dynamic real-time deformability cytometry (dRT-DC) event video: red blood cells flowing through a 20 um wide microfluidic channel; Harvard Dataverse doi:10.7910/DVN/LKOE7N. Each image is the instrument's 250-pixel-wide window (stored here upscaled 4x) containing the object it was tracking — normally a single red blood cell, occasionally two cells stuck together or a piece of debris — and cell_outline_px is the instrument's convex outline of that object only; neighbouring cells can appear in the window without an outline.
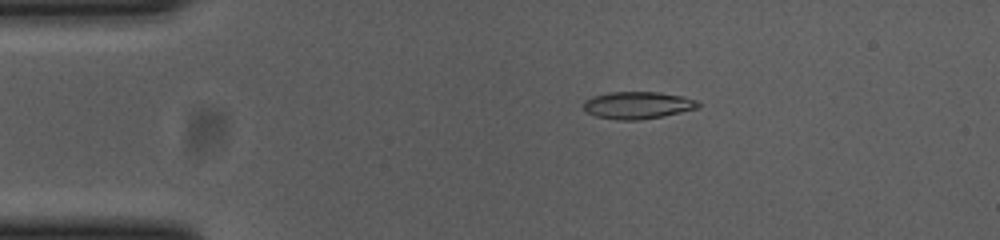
{"species": "common noctule bat (a hibernating species)", "species_latin": "Nyctalus noctula", "temperature_condition": "cold", "stored_images_in_passage": 54, "camera_frame_rate_fps": 3000, "um_per_image_px": 0.085, "animal": {"sex": "female", "body_mass_g": 23.0, "forearm_length_mm": 53.4}, "frame": {"image": 1, "passage_image": 10, "time_ms": 3.0, "image_size_px": [1000, 240], "cell_outline_px": [[700, 108], [664, 116], [640, 120], [620, 120], [596, 116], [588, 112], [584, 108], [584, 100], [592, 96], [608, 92], [656, 92], [684, 96], [696, 100], [700, 104]], "centroid_in_image_um": [54.23, 8.94], "position_along_channel_um": 30.8, "area_um2": 18.26}}
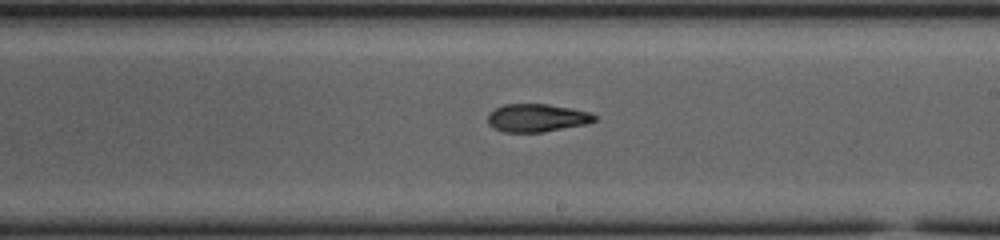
{"frame": {"image": 2, "passage_image": 31, "time_ms": 10.0, "image_size_px": [1000, 240], "cell_outline_px": [[596, 120], [588, 124], [544, 132], [504, 132], [488, 124], [488, 112], [504, 104], [548, 104], [572, 108], [588, 112], [596, 116]], "centroid_in_image_um": [45.64, 10.02], "position_along_channel_um": 243.4, "area_um2": 17.46}}
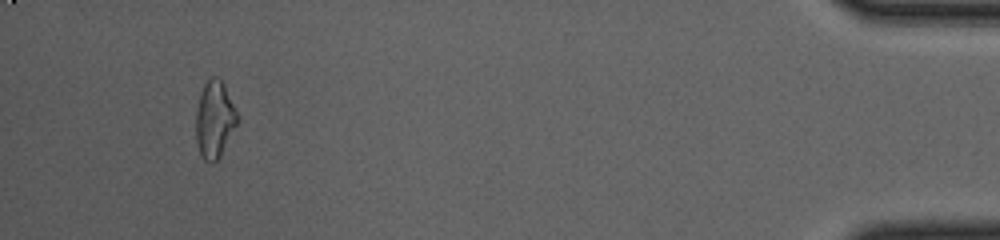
{"frame": {"image": 3, "passage_image": 51, "time_ms": 16.667, "image_size_px": [1000, 240], "cell_outline_px": [[240, 120], [220, 156], [212, 164], [204, 160], [200, 152], [196, 140], [196, 112], [200, 92], [204, 84], [212, 76], [216, 76], [224, 84]], "centroid_in_image_um": [18.24, 10.16], "position_along_channel_um": 417.0, "area_um2": 18.55}, "authors_computed_cell_mechanics": {"area_um2": 17.9469, "velocity_mm_per_s": 3.7141, "shape_relaxation_time_tau1_ms": 8.5524, "shape_relaxation_time_tau2_ms": 3.8731, "deformation_change_tau1": 0.2122, "deformation_change_tau2": 0.102}}